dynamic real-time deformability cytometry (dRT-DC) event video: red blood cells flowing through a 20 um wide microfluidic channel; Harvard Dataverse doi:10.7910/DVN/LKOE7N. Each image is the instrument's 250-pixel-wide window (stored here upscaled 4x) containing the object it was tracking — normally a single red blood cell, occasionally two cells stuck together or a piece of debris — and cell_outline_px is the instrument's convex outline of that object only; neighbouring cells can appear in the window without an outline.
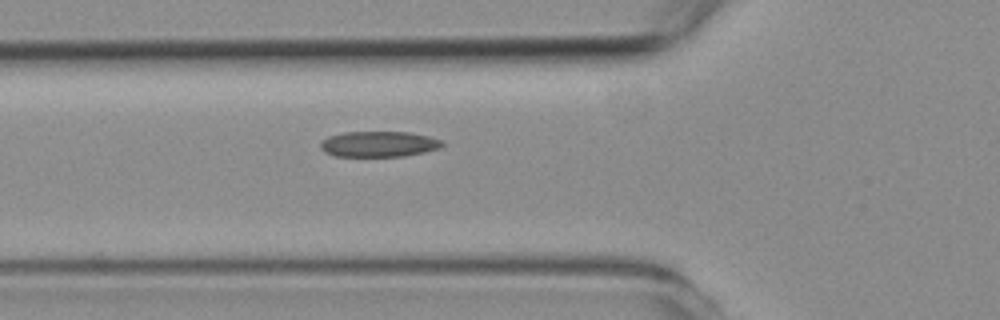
{"species": "common noctule bat (a hibernating species)", "species_latin": "Nyctalus noctula", "temperature_condition": "room temperature", "stored_images_in_passage": 5, "camera_frame_rate_fps": 3000, "um_per_image_px": 0.085, "animal": {"sex": "female", "body_mass_g": 19.3, "forearm_length_mm": 54.1}, "frame": {"image": 1, "passage_image": 5, "time_ms": 5.667, "image_size_px": [1000, 320], "cell_outline_px": [[444, 144], [440, 148], [424, 152], [404, 156], [336, 156], [324, 152], [320, 148], [320, 144], [328, 136], [344, 132], [408, 132], [428, 136], [444, 140]], "centroid_in_image_um": [32.22, 12.24], "position_along_channel_um": 93.6, "area_um2": 18.21}}